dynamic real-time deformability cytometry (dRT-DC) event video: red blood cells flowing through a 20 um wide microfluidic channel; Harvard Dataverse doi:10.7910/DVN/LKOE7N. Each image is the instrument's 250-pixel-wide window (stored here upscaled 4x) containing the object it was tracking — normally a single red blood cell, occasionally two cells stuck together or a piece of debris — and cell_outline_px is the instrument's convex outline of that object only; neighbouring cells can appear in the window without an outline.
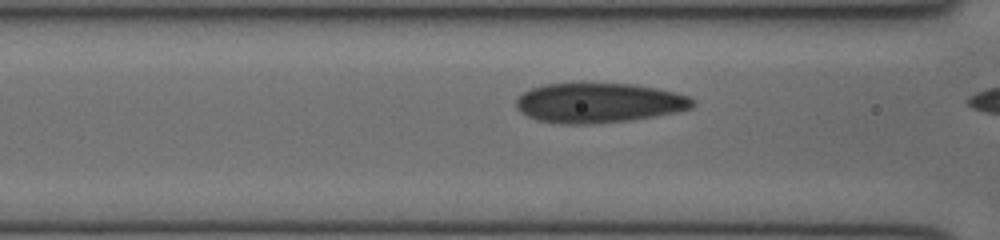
{"species": "human", "species_latin": "Homo sapiens", "temperature_condition": "cold", "stored_images_in_passage": 14, "camera_frame_rate_fps": 3000, "um_per_image_px": 0.085, "donor": {"sex": "female"}, "frame": {"image": 1, "passage_image": 9, "time_ms": 2.667, "image_size_px": [1000, 240], "cell_outline_px": [[696, 104], [692, 108], [676, 112], [628, 120], [592, 124], [564, 124], [536, 120], [520, 112], [516, 108], [516, 100], [524, 92], [532, 88], [544, 84], [632, 84], [656, 88], [676, 92], [688, 96], [696, 100]], "centroid_in_image_um": [50.91, 8.75], "position_along_channel_um": 115.7, "area_um2": 40.75}}
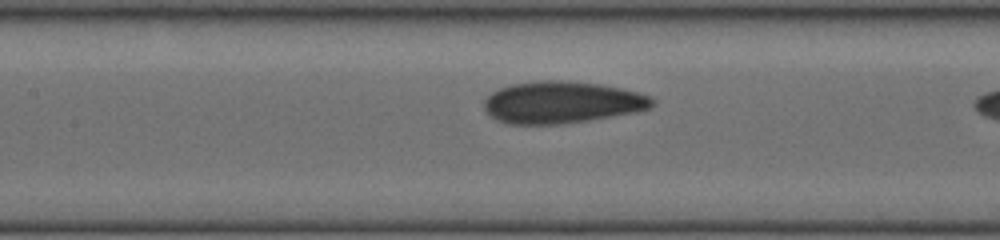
{"frame": {"image": 2, "passage_image": 12, "time_ms": 3.667, "image_size_px": [1000, 240], "cell_outline_px": [[656, 104], [652, 108], [636, 112], [588, 120], [560, 124], [508, 124], [496, 120], [484, 108], [484, 100], [492, 92], [500, 88], [512, 84], [540, 80], [564, 80], [600, 84], [640, 92], [652, 96], [656, 100]], "centroid_in_image_um": [47.81, 8.69], "position_along_channel_um": 159.6, "area_um2": 41.33}}